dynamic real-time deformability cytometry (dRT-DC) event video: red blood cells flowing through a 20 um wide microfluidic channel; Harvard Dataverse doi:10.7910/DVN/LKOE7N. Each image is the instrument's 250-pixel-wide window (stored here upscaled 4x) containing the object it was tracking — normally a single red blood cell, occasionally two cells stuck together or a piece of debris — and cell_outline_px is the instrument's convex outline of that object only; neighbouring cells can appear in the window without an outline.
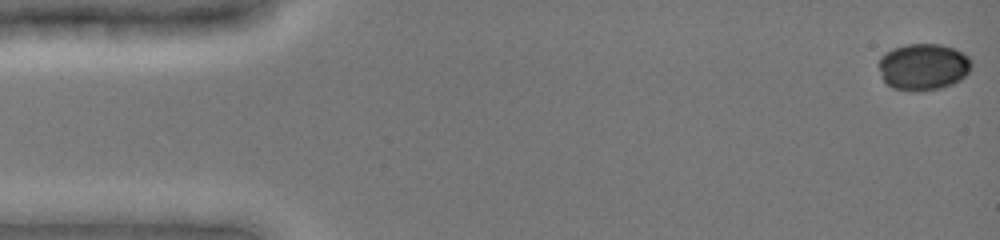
{"species": "common noctule bat (a hibernating species)", "species_latin": "Nyctalus noctula", "temperature_condition": "cold", "stored_images_in_passage": 37, "camera_frame_rate_fps": 3000, "um_per_image_px": 0.085, "animal": {"sex": "female", "body_mass_g": 19.0, "forearm_length_mm": 51.5}, "frame": {"image": 1, "passage_image": 1, "time_ms": 0.0, "image_size_px": [1000, 240], "cell_outline_px": [[972, 68], [960, 80], [952, 84], [940, 88], [916, 92], [892, 88], [884, 80], [880, 72], [880, 56], [884, 52], [892, 48], [908, 44], [940, 44], [956, 48], [968, 56], [972, 60]], "centroid_in_image_um": [78.5, 5.67], "position_along_channel_um": 6.5, "area_um2": 25.43}}
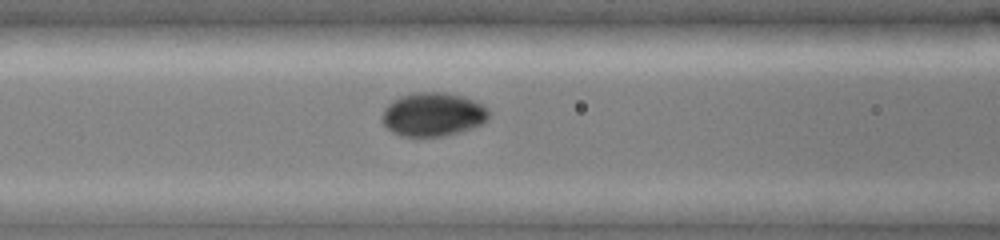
{"frame": {"image": 2, "passage_image": 17, "time_ms": 6.333, "image_size_px": [1000, 240], "cell_outline_px": [[492, 112], [488, 120], [484, 124], [460, 132], [444, 136], [400, 136], [392, 132], [380, 120], [384, 108], [392, 100], [400, 96], [412, 92], [448, 92], [464, 96], [488, 108]], "centroid_in_image_um": [36.82, 9.72], "position_along_channel_um": 129.8, "area_um2": 27.69}}
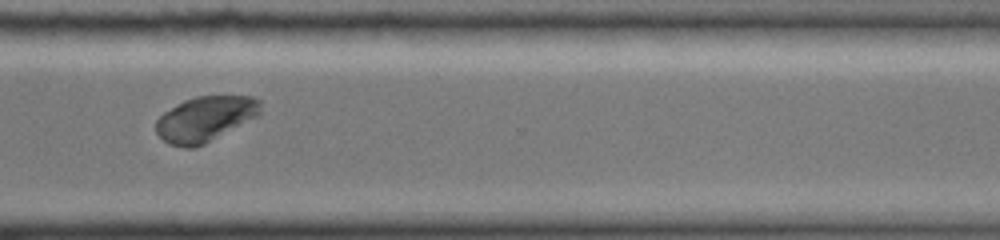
{"frame": {"image": 3, "passage_image": 36, "time_ms": 12.0, "image_size_px": [1000, 240], "cell_outline_px": [[260, 116], [204, 144], [192, 148], [184, 148], [168, 144], [156, 132], [156, 120], [164, 112], [176, 104], [184, 100], [196, 96], [252, 96], [260, 100]], "centroid_in_image_um": [17.45, 10.11], "position_along_channel_um": 353.1, "area_um2": 27.69}}